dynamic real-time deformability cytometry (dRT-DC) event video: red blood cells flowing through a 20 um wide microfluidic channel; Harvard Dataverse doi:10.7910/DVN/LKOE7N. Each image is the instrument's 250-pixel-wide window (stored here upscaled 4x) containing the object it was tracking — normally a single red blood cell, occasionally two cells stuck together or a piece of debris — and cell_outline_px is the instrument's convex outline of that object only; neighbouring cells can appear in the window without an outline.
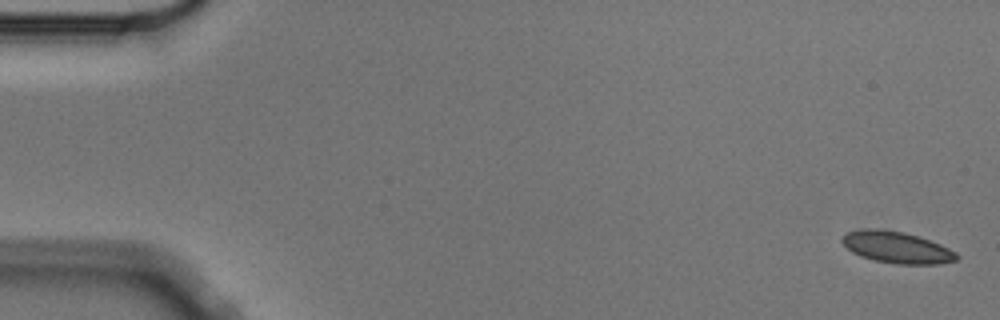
{"species": "Egyptian fruit bat (a non-hibernating species)", "species_latin": "Rousettus aegyptiacus", "temperature_condition": "cold", "stored_images_in_passage": 5, "camera_frame_rate_fps": 3000, "um_per_image_px": 0.085, "animal": {"sex": "male"}, "frame": {"image": 1, "passage_image": 1, "time_ms": 0.0, "image_size_px": [1000, 320], "cell_outline_px": [[960, 256], [956, 260], [940, 264], [896, 264], [876, 260], [860, 256], [852, 252], [840, 240], [840, 236], [844, 232], [860, 228], [880, 228], [904, 232], [940, 244], [956, 252]], "centroid_in_image_um": [76.17, 21.01], "position_along_channel_um": 8.8, "area_um2": 21.27}}